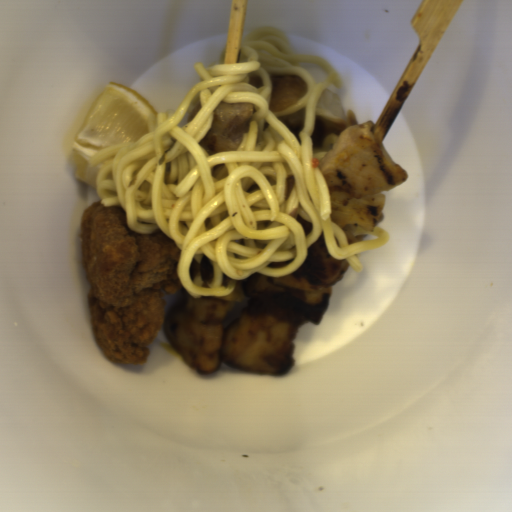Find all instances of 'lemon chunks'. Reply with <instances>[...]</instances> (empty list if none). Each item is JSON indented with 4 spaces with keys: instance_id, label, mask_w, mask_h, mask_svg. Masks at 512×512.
I'll return each instance as SVG.
<instances>
[{
    "instance_id": "lemon-chunks-1",
    "label": "lemon chunks",
    "mask_w": 512,
    "mask_h": 512,
    "mask_svg": "<svg viewBox=\"0 0 512 512\" xmlns=\"http://www.w3.org/2000/svg\"><path fill=\"white\" fill-rule=\"evenodd\" d=\"M159 113L134 90L108 81L92 102L72 145L74 178L96 188L99 167L89 160L97 152L134 142L150 132L148 117Z\"/></svg>"
}]
</instances>
